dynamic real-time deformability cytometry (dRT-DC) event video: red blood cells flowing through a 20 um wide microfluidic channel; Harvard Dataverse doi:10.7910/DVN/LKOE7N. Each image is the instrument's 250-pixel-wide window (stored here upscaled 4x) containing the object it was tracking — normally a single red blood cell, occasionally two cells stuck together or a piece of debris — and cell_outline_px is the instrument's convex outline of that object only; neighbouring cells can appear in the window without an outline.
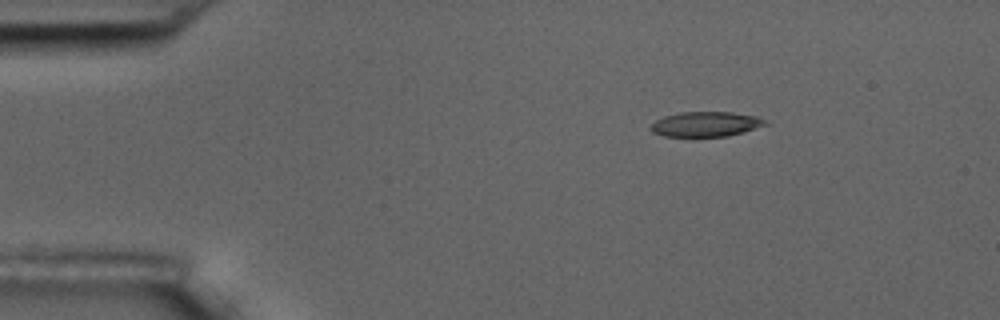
{"species": "common noctule bat (a hibernating species)", "species_latin": "Nyctalus noctula", "temperature_condition": "room temperature", "stored_images_in_passage": 2, "camera_frame_rate_fps": 3000, "um_per_image_px": 0.085, "animal": {"sex": "male", "body_mass_g": 17.5, "forearm_length_mm": 52.3}, "frame": {"image": 1, "passage_image": 2, "time_ms": 1.333, "image_size_px": [1000, 320], "cell_outline_px": [[772, 124], [728, 136], [664, 136], [652, 132], [648, 128], [656, 120], [664, 116], [680, 112], [732, 112], [760, 116], [768, 120]], "centroid_in_image_um": [60.07, 10.54], "position_along_channel_um": 24.9, "area_um2": 16.94}}